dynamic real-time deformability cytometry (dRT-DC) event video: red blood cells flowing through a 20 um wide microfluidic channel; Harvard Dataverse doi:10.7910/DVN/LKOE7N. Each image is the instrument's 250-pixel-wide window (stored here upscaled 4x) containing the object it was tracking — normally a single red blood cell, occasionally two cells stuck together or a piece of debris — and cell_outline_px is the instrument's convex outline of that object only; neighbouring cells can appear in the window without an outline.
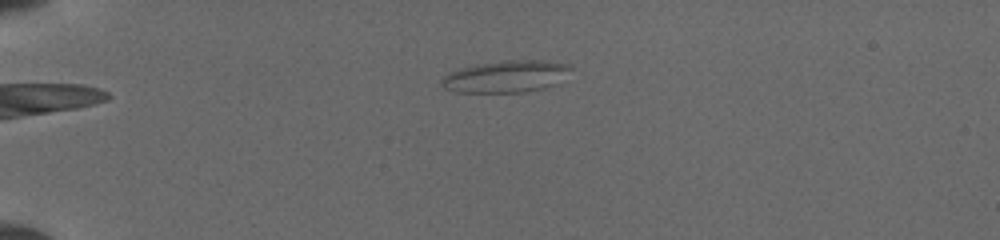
{"species": "common noctule bat (a hibernating species)", "species_latin": "Nyctalus noctula", "temperature_condition": "cold", "stored_images_in_passage": 15, "camera_frame_rate_fps": 3000, "um_per_image_px": 0.085, "animal": {"sex": "female", "body_mass_g": 19.5, "forearm_length_mm": 54.1}, "frame": {"image": 1, "passage_image": 1, "time_ms": 0.0, "image_size_px": [1000, 240], "cell_outline_px": [[572, 68], [560, 84], [544, 88], [524, 92], [456, 92], [444, 88], [440, 84], [440, 80], [448, 72], [464, 68], [484, 64], [512, 60], [560, 64]], "centroid_in_image_um": [42.96, 6.55], "position_along_channel_um": 42.0, "area_um2": 23.24}}
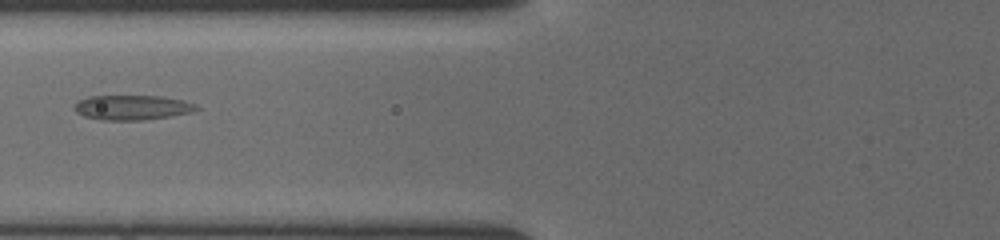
{"frame": {"image": 2, "passage_image": 7, "time_ms": 3.0, "image_size_px": [1000, 240], "cell_outline_px": [[200, 108], [188, 112], [168, 116], [144, 120], [100, 120], [84, 116], [76, 112], [76, 104], [80, 100], [92, 96], [160, 96], [180, 100], [192, 104]], "centroid_in_image_um": [11.18, 9.14], "position_along_channel_um": 114.6, "area_um2": 17.11}}
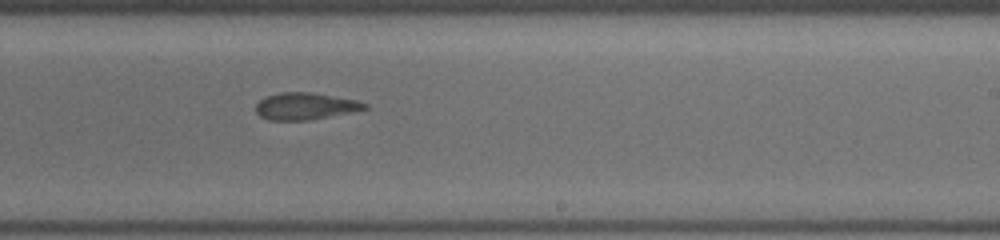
{"frame": {"image": 3, "passage_image": 15, "time_ms": 6.667, "image_size_px": [1000, 240], "cell_outline_px": [[368, 108], [312, 120], [268, 120], [260, 116], [256, 112], [256, 104], [260, 100], [268, 96], [280, 92], [312, 92], [356, 100], [368, 104]], "centroid_in_image_um": [25.93, 9.03], "position_along_channel_um": 263.1, "area_um2": 16.99}}